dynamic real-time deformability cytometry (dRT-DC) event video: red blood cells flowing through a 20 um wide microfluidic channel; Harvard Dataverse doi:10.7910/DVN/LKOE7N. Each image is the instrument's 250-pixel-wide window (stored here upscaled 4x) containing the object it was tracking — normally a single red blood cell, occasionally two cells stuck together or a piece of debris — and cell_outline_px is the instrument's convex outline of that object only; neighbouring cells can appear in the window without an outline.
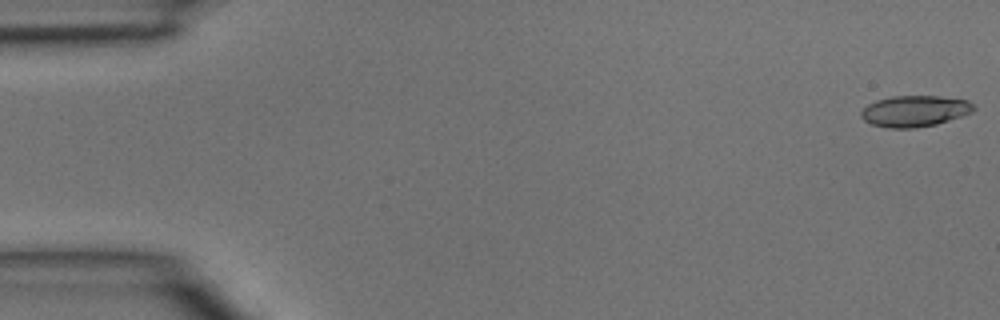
{"species": "common noctule bat (a hibernating species)", "species_latin": "Nyctalus noctula", "temperature_condition": "room temperature", "stored_images_in_passage": 5, "segment_of_instrument_passage": [1, 2], "camera_frame_rate_fps": 3000, "um_per_image_px": 0.085, "animal": {"sex": "male", "body_mass_g": 15.6}, "frame": {"image": 1, "passage_image": 1, "time_ms": 0.0, "image_size_px": [1000, 320], "cell_outline_px": [[976, 108], [972, 112], [936, 124], [916, 128], [888, 128], [872, 124], [864, 120], [860, 116], [860, 112], [868, 104], [876, 100], [892, 96], [940, 96], [968, 100]], "centroid_in_image_um": [77.73, 9.44], "position_along_channel_um": 7.3, "area_um2": 20.4}}
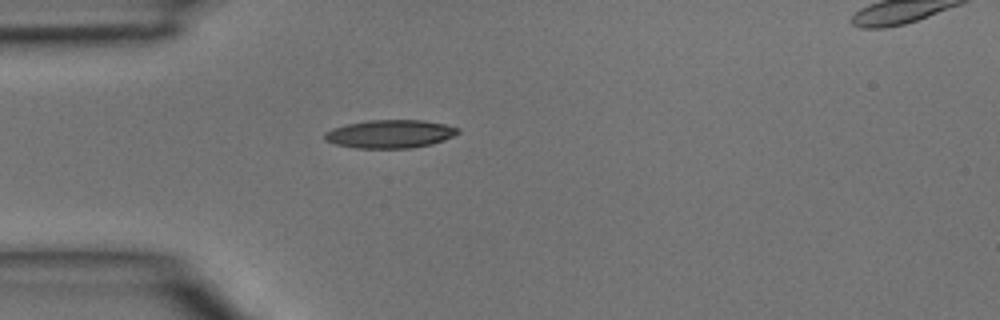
{"frame": {"image": 2, "passage_image": 4, "time_ms": 1.0, "image_size_px": [1000, 320], "cell_outline_px": [[460, 132], [444, 140], [432, 144], [412, 148], [356, 148], [336, 144], [324, 140], [324, 132], [332, 128], [348, 124], [368, 120], [424, 120], [444, 124], [460, 128]], "centroid_in_image_um": [33.16, 11.38], "position_along_channel_um": 51.8, "area_um2": 21.96}}